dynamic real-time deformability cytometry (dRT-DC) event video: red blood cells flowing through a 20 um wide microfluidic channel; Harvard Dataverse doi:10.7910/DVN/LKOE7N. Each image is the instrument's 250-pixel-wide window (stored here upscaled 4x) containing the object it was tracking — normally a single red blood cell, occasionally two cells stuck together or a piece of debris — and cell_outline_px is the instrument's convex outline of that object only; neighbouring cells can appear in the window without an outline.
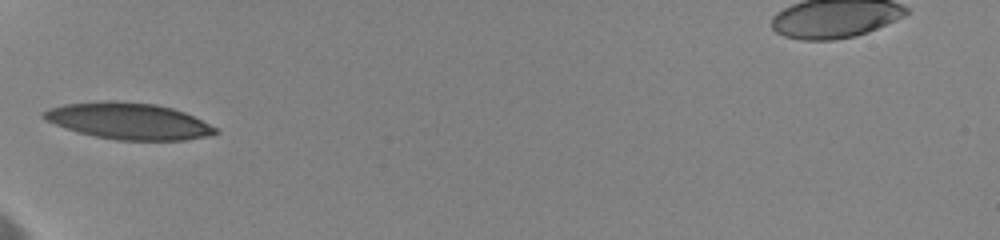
{"species": "human", "species_latin": "Homo sapiens", "temperature_condition": "cold", "stored_images_in_passage": 38, "camera_frame_rate_fps": 3000, "um_per_image_px": 0.085, "donor": {"sex": "female"}, "frame": {"image": 1, "passage_image": 1, "time_ms": 0.0, "image_size_px": [1000, 240], "cell_outline_px": [[220, 132], [188, 140], [116, 140], [96, 136], [80, 132], [44, 120], [40, 116], [40, 112], [48, 108], [64, 104], [104, 100], [116, 100], [156, 104], [172, 108], [184, 112], [216, 128]], "centroid_in_image_um": [10.88, 10.27], "position_along_channel_um": 74.1, "area_um2": 36.36}}
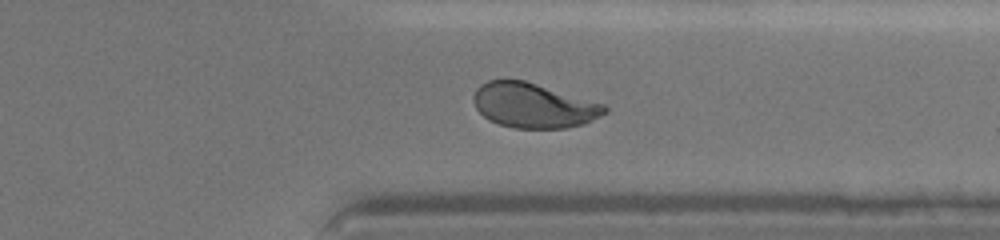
{"frame": {"image": 2, "passage_image": 27, "time_ms": 8.333, "image_size_px": [1000, 240], "cell_outline_px": [[608, 112], [584, 124], [564, 128], [516, 128], [500, 124], [488, 120], [476, 108], [472, 100], [472, 96], [476, 88], [480, 84], [488, 80], [524, 80], [604, 104], [608, 108]], "centroid_in_image_um": [45.33, 8.96], "position_along_channel_um": 366.1, "area_um2": 34.16}}
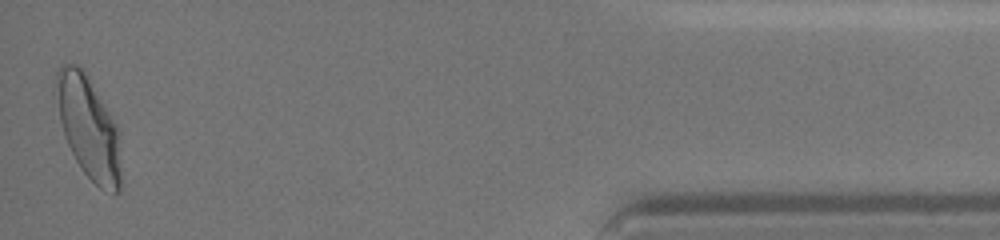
{"frame": {"image": 3, "passage_image": 38, "time_ms": 11.667, "image_size_px": [1000, 240], "cell_outline_px": [[120, 192], [112, 192], [100, 188], [84, 172], [76, 160], [68, 144], [60, 120], [56, 80], [56, 72], [60, 64], [76, 64], [84, 72], [104, 104], [116, 124], [120, 132]], "centroid_in_image_um": [7.55, 10.86], "position_along_channel_um": 427.6, "area_um2": 37.69}, "authors_computed_cell_mechanics": {"area_um2": 35.1424, "velocity_mm_per_s": 3.5497, "shape_relaxation_time_tau1_ms": 4.9767, "shape_relaxation_time_tau2_ms": 0.9047, "deformation_change_tau1": 0.1857, "deformation_change_tau2": 0.0587}}